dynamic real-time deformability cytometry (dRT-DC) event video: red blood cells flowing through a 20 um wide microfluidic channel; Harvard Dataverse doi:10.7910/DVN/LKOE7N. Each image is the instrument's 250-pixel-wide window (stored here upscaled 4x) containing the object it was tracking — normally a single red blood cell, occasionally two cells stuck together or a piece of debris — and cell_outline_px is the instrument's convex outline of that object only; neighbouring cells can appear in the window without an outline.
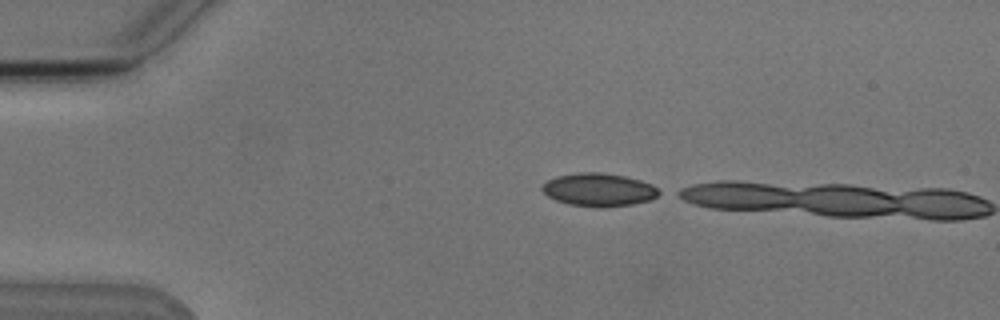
{"species": "Egyptian fruit bat (a non-hibernating species)", "species_latin": "Rousettus aegyptiacus", "temperature_condition": "cold", "stored_images_in_passage": 2, "camera_frame_rate_fps": 3000, "um_per_image_px": 0.085, "animal": {"sex": "male"}, "frame": {"image": 1, "passage_image": 1, "time_ms": 0.0, "image_size_px": [1000, 320], "cell_outline_px": [[664, 192], [648, 200], [632, 204], [568, 204], [556, 200], [548, 196], [540, 188], [548, 180], [556, 176], [576, 172], [600, 172], [624, 176], [640, 180], [652, 184]], "centroid_in_image_um": [50.9, 16.07], "position_along_channel_um": 34.1, "area_um2": 21.68}}